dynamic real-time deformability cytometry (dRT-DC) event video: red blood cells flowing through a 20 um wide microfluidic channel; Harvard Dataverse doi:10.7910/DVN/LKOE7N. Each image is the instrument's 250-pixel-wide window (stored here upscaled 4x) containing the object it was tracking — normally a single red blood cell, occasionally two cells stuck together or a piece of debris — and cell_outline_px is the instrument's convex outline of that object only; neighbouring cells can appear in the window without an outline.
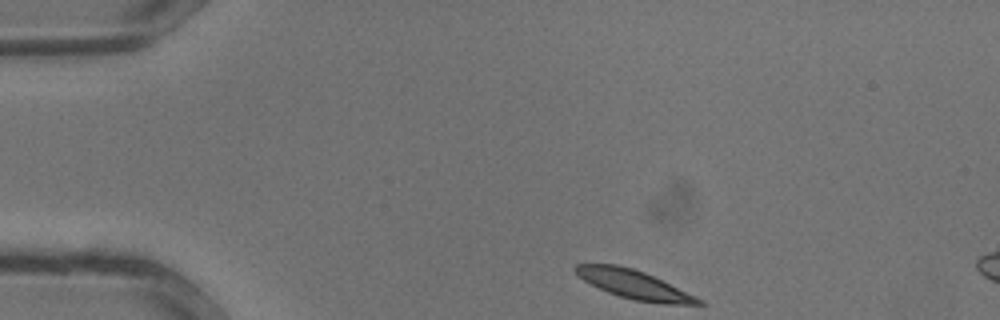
{"species": "common noctule bat (a hibernating species)", "species_latin": "Nyctalus noctula", "temperature_condition": "warm", "stored_images_in_passage": 4, "camera_frame_rate_fps": 3000, "um_per_image_px": 0.085, "animal": {"sex": "male", "body_mass_g": 13.3}, "frame": {"image": 1, "passage_image": 1, "time_ms": 0.0, "image_size_px": [1000, 320], "cell_outline_px": [[704, 304], [660, 304], [636, 300], [620, 296], [608, 292], [584, 280], [572, 268], [576, 264], [616, 264], [632, 268], [644, 272], [696, 296], [704, 300]], "centroid_in_image_um": [53.91, 24.18], "position_along_channel_um": 31.1, "area_um2": 20.23}}